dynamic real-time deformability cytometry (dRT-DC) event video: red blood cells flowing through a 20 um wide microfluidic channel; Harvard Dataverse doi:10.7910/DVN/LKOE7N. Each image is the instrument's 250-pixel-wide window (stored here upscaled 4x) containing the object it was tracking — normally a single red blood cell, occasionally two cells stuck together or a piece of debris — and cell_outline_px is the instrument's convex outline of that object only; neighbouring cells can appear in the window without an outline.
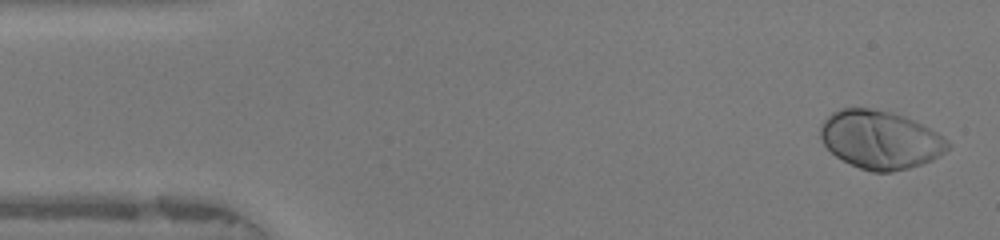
{"species": "human", "species_latin": "Homo sapiens", "temperature_condition": "warm", "stored_images_in_passage": 48, "camera_frame_rate_fps": 3000, "um_per_image_px": 0.085, "donor": {"sex": "female"}, "frame": {"image": 1, "passage_image": 2, "time_ms": 0.333, "image_size_px": [1000, 240], "cell_outline_px": [[952, 144], [944, 152], [932, 160], [908, 168], [892, 172], [872, 172], [860, 168], [836, 156], [824, 144], [820, 136], [820, 124], [832, 112], [840, 108], [868, 108], [888, 112], [904, 116], [936, 132], [948, 140]], "centroid_in_image_um": [74.81, 11.88], "position_along_channel_um": 10.2, "area_um2": 42.83}}
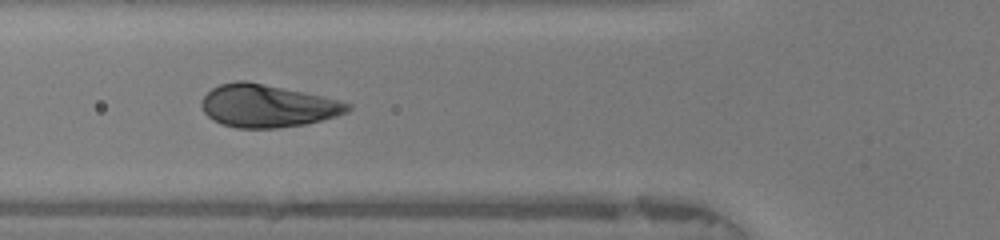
{"frame": {"image": 2, "passage_image": 17, "time_ms": 5.333, "image_size_px": [1000, 240], "cell_outline_px": [[352, 108], [348, 112], [336, 116], [304, 124], [276, 128], [236, 128], [220, 124], [212, 120], [204, 112], [200, 104], [204, 96], [212, 88], [220, 84], [236, 80], [248, 80], [324, 96], [352, 104]], "centroid_in_image_um": [22.71, 8.99], "position_along_channel_um": 103.1, "area_um2": 36.59}}
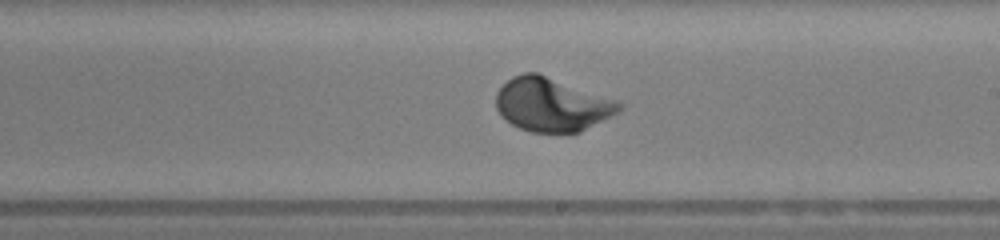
{"frame": {"image": 3, "passage_image": 27, "time_ms": 8.667, "image_size_px": [1000, 240], "cell_outline_px": [[624, 108], [580, 132], [532, 132], [520, 128], [512, 124], [500, 116], [496, 108], [496, 92], [512, 76], [524, 72], [536, 72], [616, 100], [624, 104]], "centroid_in_image_um": [46.87, 8.88], "position_along_channel_um": 242.1, "area_um2": 38.15}}